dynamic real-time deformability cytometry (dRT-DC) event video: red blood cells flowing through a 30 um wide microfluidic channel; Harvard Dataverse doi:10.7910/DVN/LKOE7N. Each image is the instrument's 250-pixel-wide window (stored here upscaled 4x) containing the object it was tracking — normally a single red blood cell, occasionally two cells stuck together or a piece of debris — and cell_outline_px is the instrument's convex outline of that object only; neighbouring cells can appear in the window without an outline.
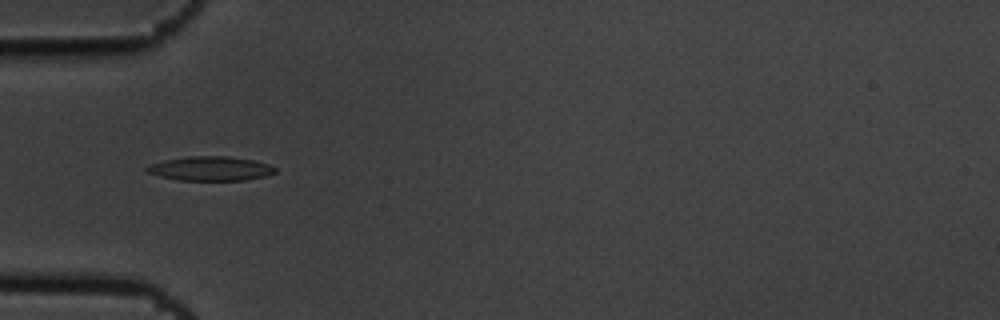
{"species": "common noctule bat (a hibernating species)", "species_latin": "Nyctalus noctula", "temperature_condition": "cold", "stored_images_in_passage": 11, "camera_frame_rate_fps": 3000, "um_per_image_px": 0.085, "animal": {"sex": "male", "body_mass_g": 19.5, "forearm_length_mm": 54.6}, "frame": {"image": 1, "passage_image": 5, "time_ms": 1.333, "image_size_px": [1000, 320], "cell_outline_px": [[276, 172], [268, 176], [244, 180], [180, 180], [160, 176], [144, 172], [144, 168], [152, 164], [164, 160], [188, 156], [228, 156], [252, 160], [268, 164], [276, 168]], "centroid_in_image_um": [17.89, 14.33], "position_along_channel_um": 67.1, "area_um2": 18.15}}
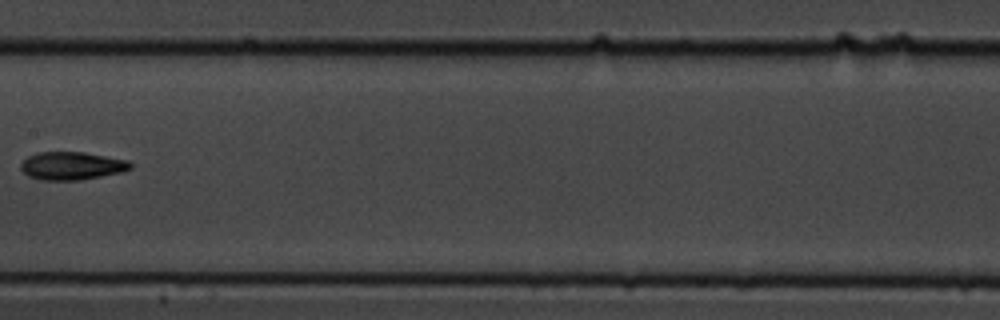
{"frame": {"image": 2, "passage_image": 8, "time_ms": 2.333, "image_size_px": [1000, 320], "cell_outline_px": [[132, 168], [120, 172], [80, 180], [40, 180], [28, 176], [20, 168], [20, 164], [28, 156], [36, 152], [84, 152], [128, 160], [132, 164]], "centroid_in_image_um": [6.08, 14.09], "position_along_channel_um": 201.3, "area_um2": 17.86}}
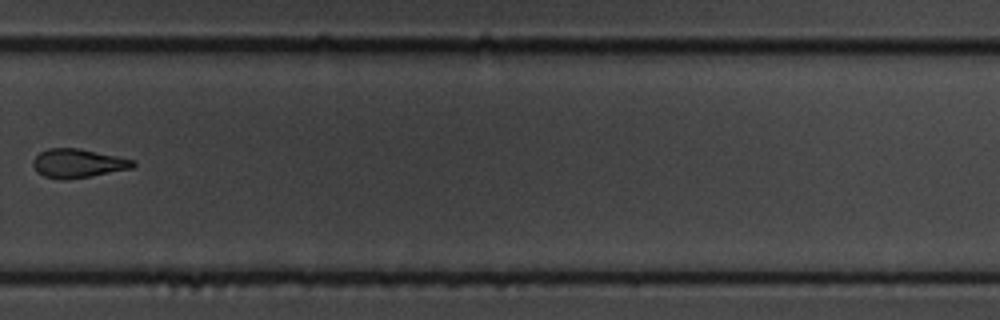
{"frame": {"image": 3, "passage_image": 11, "time_ms": 3.333, "image_size_px": [1000, 320], "cell_outline_px": [[136, 164], [132, 168], [92, 176], [68, 180], [60, 180], [44, 176], [36, 172], [32, 164], [32, 160], [40, 152], [48, 148], [80, 148], [136, 160]], "centroid_in_image_um": [6.61, 13.89], "position_along_channel_um": 323.2, "area_um2": 17.05}}